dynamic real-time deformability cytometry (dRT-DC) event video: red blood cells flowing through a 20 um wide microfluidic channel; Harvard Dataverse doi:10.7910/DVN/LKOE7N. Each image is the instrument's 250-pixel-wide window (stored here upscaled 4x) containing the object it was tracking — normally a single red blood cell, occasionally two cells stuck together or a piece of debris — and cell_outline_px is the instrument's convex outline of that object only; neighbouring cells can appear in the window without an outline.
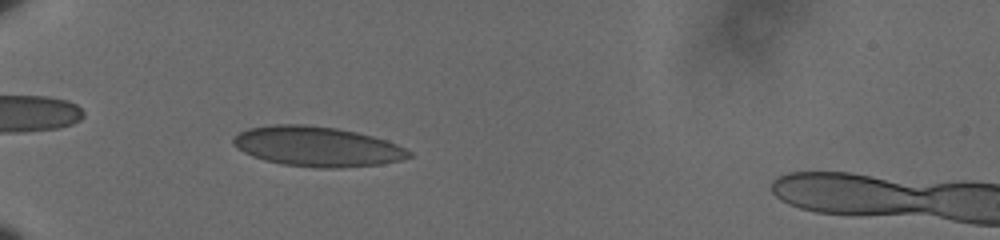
{"species": "human", "species_latin": "Homo sapiens", "temperature_condition": "cold", "stored_images_in_passage": 46, "camera_frame_rate_fps": 3000, "um_per_image_px": 0.085, "donor": {"sex": "male"}, "frame": {"image": 1, "passage_image": 8, "time_ms": 2.333, "image_size_px": [1000, 240], "cell_outline_px": [[412, 156], [400, 160], [380, 164], [340, 168], [320, 168], [284, 164], [264, 160], [252, 156], [244, 152], [232, 144], [232, 140], [240, 132], [248, 128], [272, 124], [304, 124], [336, 128], [356, 132], [388, 140], [412, 152]], "centroid_in_image_um": [26.96, 12.45], "position_along_channel_um": 58.0, "area_um2": 40.81}}
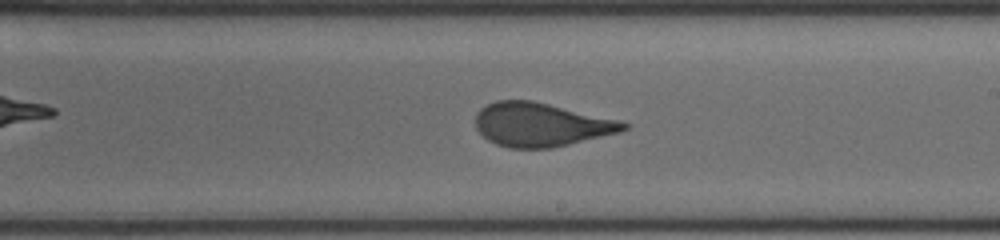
{"frame": {"image": 2, "passage_image": 25, "time_ms": 8.0, "image_size_px": [1000, 240], "cell_outline_px": [[628, 128], [620, 132], [552, 148], [508, 148], [496, 144], [488, 140], [476, 128], [476, 112], [480, 108], [496, 100], [532, 100], [620, 120], [628, 124]], "centroid_in_image_um": [45.97, 10.59], "position_along_channel_um": 243.0, "area_um2": 37.63}}
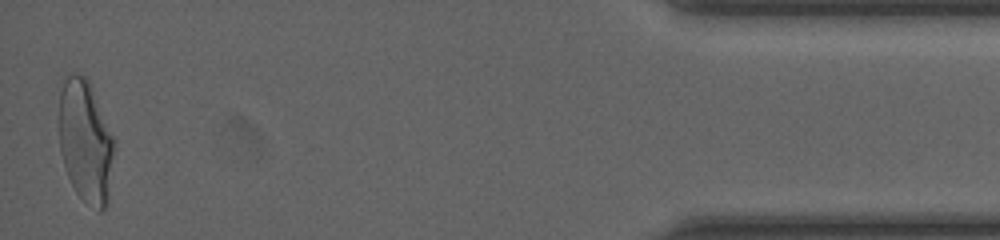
{"frame": {"image": 3, "passage_image": 46, "time_ms": 15.0, "image_size_px": [1000, 240], "cell_outline_px": [[116, 140], [108, 204], [100, 212], [84, 200], [76, 192], [68, 176], [60, 152], [60, 76], [68, 72], [80, 72], [88, 80], [92, 88]], "centroid_in_image_um": [7.28, 11.95], "position_along_channel_um": 427.9, "area_um2": 40.11}, "authors_computed_cell_mechanics": {"area_um2": 38.4081, "velocity_mm_per_s": 3.6082, "shape_relaxation_time_tau1_ms": 7.1493, "shape_relaxation_time_tau2_ms": null, "deformation_change_tau1": 0.1846, "deformation_change_tau2": null}}